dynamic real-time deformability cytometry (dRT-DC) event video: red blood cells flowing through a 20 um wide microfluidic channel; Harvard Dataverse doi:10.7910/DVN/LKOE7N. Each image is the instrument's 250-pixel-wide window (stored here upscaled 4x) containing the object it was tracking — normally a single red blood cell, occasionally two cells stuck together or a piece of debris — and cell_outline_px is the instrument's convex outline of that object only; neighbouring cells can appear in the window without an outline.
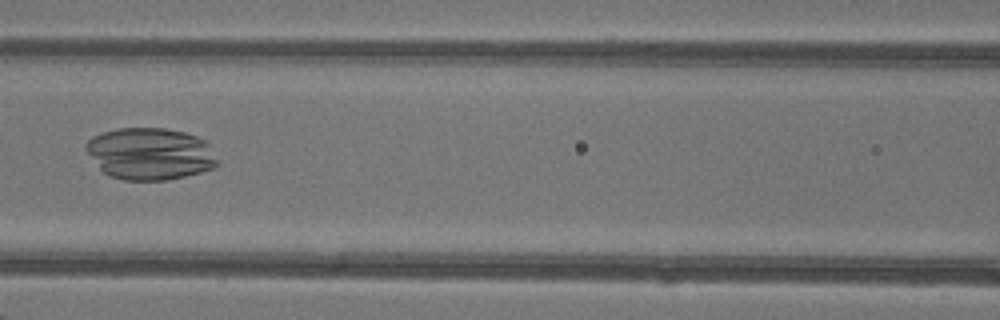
{"species": "common noctule bat (a hibernating species)", "species_latin": "Nyctalus noctula", "temperature_condition": "warm", "stored_images_in_passage": 48, "camera_frame_rate_fps": 3000, "um_per_image_px": 0.085, "animal": {"sex": "female"}, "frame": {"image": 1, "passage_image": 22, "time_ms": 7.0, "image_size_px": [1000, 320], "cell_outline_px": [[220, 164], [216, 168], [168, 180], [124, 180], [108, 176], [100, 168], [84, 148], [84, 144], [92, 136], [104, 132], [120, 128], [164, 128], [184, 132], [196, 136], [204, 140], [208, 144]], "centroid_in_image_um": [12.76, 13.07], "position_along_channel_um": 153.8, "area_um2": 39.88}}
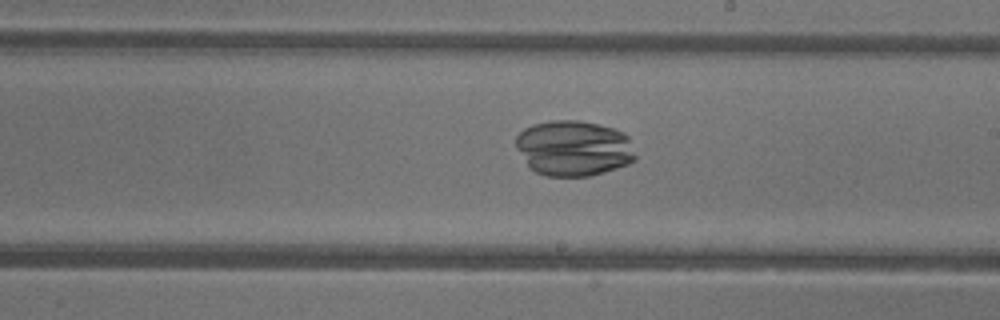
{"frame": {"image": 2, "passage_image": 28, "time_ms": 9.0, "image_size_px": [1000, 320], "cell_outline_px": [[636, 160], [628, 164], [604, 172], [588, 176], [544, 176], [528, 168], [516, 148], [516, 136], [524, 128], [532, 124], [552, 120], [580, 120], [600, 124], [624, 132], [628, 136], [636, 156]], "centroid_in_image_um": [48.74, 12.59], "position_along_channel_um": 240.3, "area_um2": 39.19}}
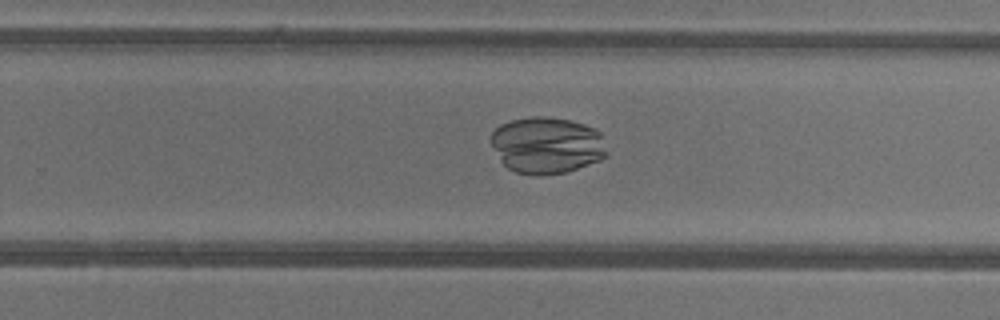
{"frame": {"image": 3, "passage_image": 31, "time_ms": 10.0, "image_size_px": [1000, 320], "cell_outline_px": [[608, 156], [600, 160], [568, 172], [536, 176], [516, 172], [508, 168], [500, 160], [492, 144], [492, 132], [500, 124], [512, 120], [532, 116], [544, 116], [568, 120], [584, 124], [600, 132]], "centroid_in_image_um": [46.49, 12.35], "position_along_channel_um": 283.3, "area_um2": 38.21}}